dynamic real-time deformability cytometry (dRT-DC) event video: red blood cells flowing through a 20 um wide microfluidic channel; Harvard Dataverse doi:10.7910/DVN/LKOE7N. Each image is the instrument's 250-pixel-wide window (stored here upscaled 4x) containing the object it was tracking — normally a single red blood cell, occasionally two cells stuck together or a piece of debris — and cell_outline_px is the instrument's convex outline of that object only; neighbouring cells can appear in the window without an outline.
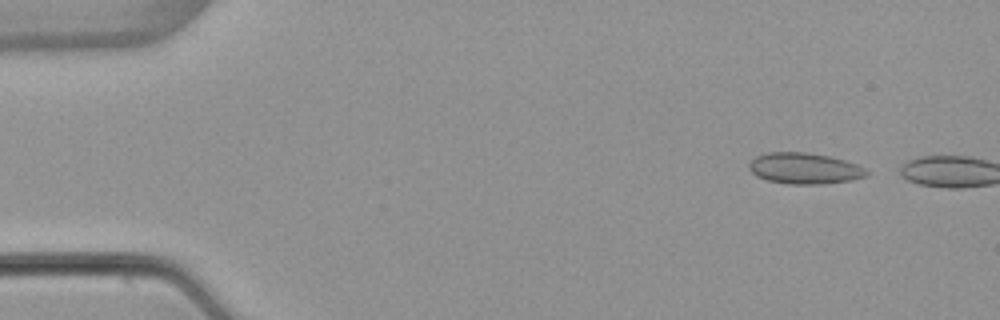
{"species": "common noctule bat (a hibernating species)", "species_latin": "Nyctalus noctula", "temperature_condition": "warm", "stored_images_in_passage": 2, "camera_frame_rate_fps": 3000, "um_per_image_px": 0.085, "animal": {"sex": "female", "body_mass_g": 22.7, "forearm_length_mm": 54.2}, "frame": {"image": 1, "passage_image": 1, "time_ms": 0.0, "image_size_px": [1000, 320], "cell_outline_px": [[868, 176], [852, 180], [824, 184], [788, 184], [768, 180], [756, 176], [748, 168], [748, 164], [756, 156], [768, 152], [808, 152], [832, 156], [856, 164], [864, 168], [868, 172]], "centroid_in_image_um": [68.39, 14.31], "position_along_channel_um": 16.6, "area_um2": 21.44}}